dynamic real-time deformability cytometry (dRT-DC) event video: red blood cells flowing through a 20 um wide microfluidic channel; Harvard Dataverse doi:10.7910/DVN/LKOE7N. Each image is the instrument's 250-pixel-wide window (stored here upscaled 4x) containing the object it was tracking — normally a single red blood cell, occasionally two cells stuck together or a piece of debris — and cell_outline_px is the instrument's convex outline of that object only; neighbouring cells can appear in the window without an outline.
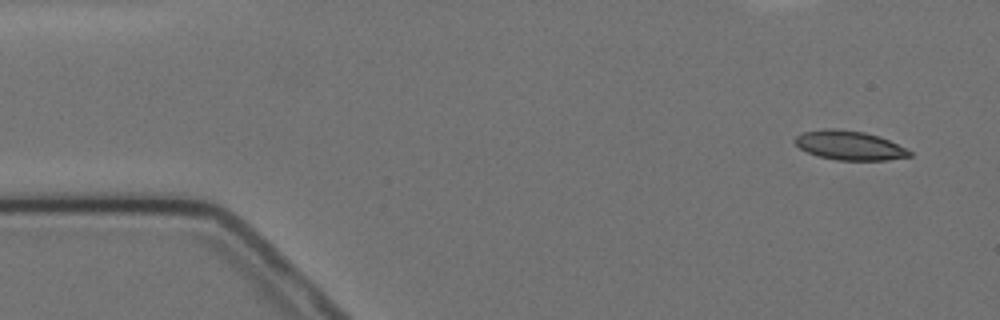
{"species": "Egyptian fruit bat (a non-hibernating species)", "species_latin": "Rousettus aegyptiacus", "temperature_condition": "cold", "stored_images_in_passage": 4, "camera_frame_rate_fps": 3000, "um_per_image_px": 0.085, "animal": {"sex": "female"}, "frame": {"image": 1, "passage_image": 1, "time_ms": 0.0, "image_size_px": [1000, 320], "cell_outline_px": [[912, 156], [888, 160], [836, 160], [816, 156], [800, 148], [792, 140], [796, 136], [804, 132], [824, 128], [836, 128], [864, 132], [880, 136], [912, 152]], "centroid_in_image_um": [72.17, 12.36], "position_along_channel_um": 12.8, "area_um2": 19.54}}